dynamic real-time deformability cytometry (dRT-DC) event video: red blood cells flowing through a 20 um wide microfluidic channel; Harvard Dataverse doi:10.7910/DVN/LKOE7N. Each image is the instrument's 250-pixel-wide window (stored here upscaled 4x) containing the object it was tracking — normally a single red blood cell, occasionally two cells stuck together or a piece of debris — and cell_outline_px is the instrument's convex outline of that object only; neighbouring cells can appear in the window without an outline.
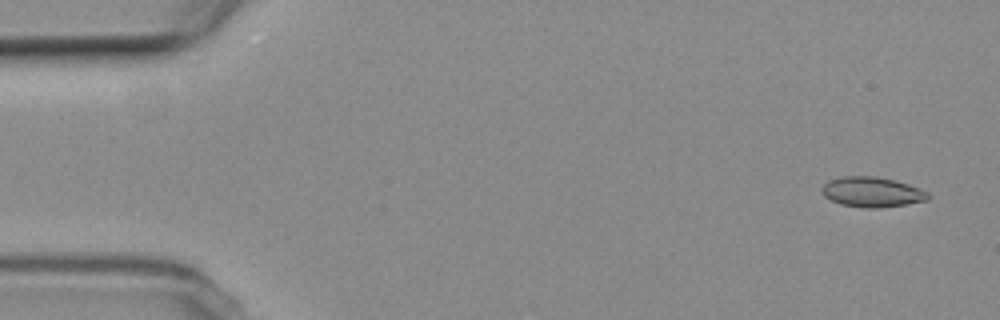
{"species": "common noctule bat (a hibernating species)", "species_latin": "Nyctalus noctula", "temperature_condition": "room temperature", "stored_images_in_passage": 5, "camera_frame_rate_fps": 3000, "um_per_image_px": 0.085, "animal": {"sex": "female", "body_mass_g": 19.3, "forearm_length_mm": 54.1}, "frame": {"image": 1, "passage_image": 1, "time_ms": 0.0, "image_size_px": [1000, 320], "cell_outline_px": [[932, 196], [928, 200], [908, 204], [880, 208], [864, 208], [840, 204], [824, 196], [820, 188], [828, 180], [844, 176], [872, 176], [896, 180], [908, 184], [928, 192]], "centroid_in_image_um": [74.13, 16.33], "position_along_channel_um": 10.9, "area_um2": 18.79}}